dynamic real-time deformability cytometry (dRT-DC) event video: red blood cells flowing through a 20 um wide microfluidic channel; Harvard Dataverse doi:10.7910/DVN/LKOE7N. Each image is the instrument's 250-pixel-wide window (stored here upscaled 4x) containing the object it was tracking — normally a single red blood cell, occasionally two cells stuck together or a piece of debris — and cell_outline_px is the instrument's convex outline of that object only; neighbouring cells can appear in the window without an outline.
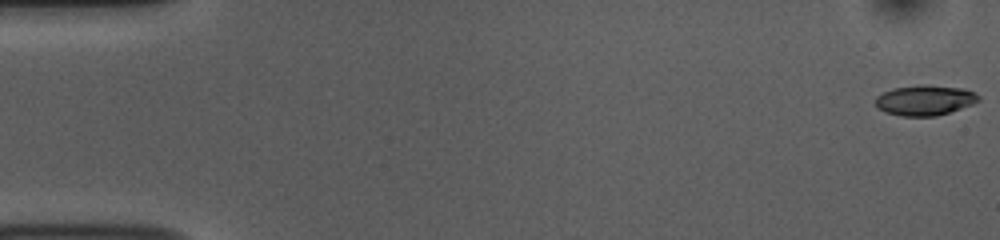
{"species": "common noctule bat (a hibernating species)", "species_latin": "Nyctalus noctula", "temperature_condition": "room temperature", "stored_images_in_passage": 54, "camera_frame_rate_fps": 3000, "um_per_image_px": 0.085, "animal": {"sex": "female", "body_mass_g": 10.0, "forearm_length_mm": 53.1}, "frame": {"image": 1, "passage_image": 1, "time_ms": 0.0, "image_size_px": [1000, 240], "cell_outline_px": [[980, 100], [972, 104], [936, 116], [900, 116], [884, 112], [876, 104], [876, 96], [892, 88], [920, 84], [928, 84], [964, 88], [980, 96]], "centroid_in_image_um": [78.6, 8.5], "position_along_channel_um": 6.4, "area_um2": 18.21}}
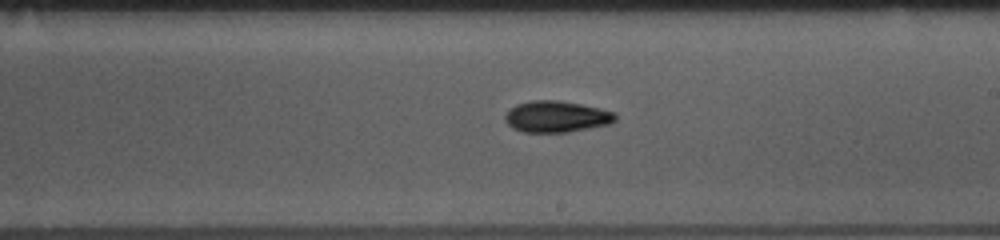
{"frame": {"image": 2, "passage_image": 31, "time_ms": 10.0, "image_size_px": [1000, 240], "cell_outline_px": [[616, 120], [608, 124], [568, 132], [524, 132], [512, 128], [504, 120], [504, 116], [508, 108], [516, 104], [532, 100], [560, 100], [600, 108], [616, 112]], "centroid_in_image_um": [47.26, 9.9], "position_along_channel_um": 241.7, "area_um2": 20.29}}
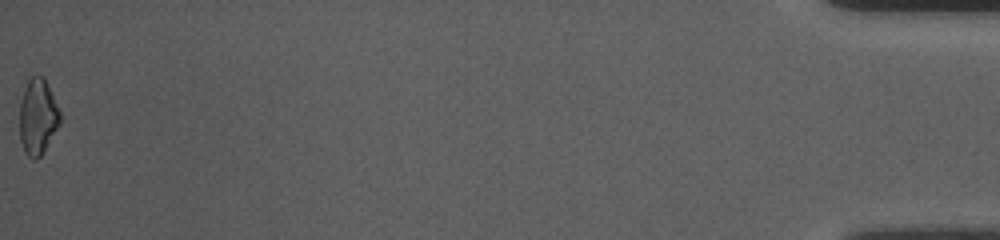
{"frame": {"image": 3, "passage_image": 54, "time_ms": 17.667, "image_size_px": [1000, 240], "cell_outline_px": [[60, 124], [44, 152], [36, 160], [32, 160], [24, 152], [20, 140], [20, 100], [28, 76], [44, 76], [60, 112]], "centroid_in_image_um": [3.2, 9.93], "position_along_channel_um": 432.0, "area_um2": 18.09}, "authors_computed_cell_mechanics": {"area_um2": 18.7272, "velocity_mm_per_s": 3.7656, "shape_relaxation_time_tau1_ms": 3.6937, "shape_relaxation_time_tau2_ms": 7.7313, "deformation_change_tau1": 0.1156, "deformation_change_tau2": 0.1515}}